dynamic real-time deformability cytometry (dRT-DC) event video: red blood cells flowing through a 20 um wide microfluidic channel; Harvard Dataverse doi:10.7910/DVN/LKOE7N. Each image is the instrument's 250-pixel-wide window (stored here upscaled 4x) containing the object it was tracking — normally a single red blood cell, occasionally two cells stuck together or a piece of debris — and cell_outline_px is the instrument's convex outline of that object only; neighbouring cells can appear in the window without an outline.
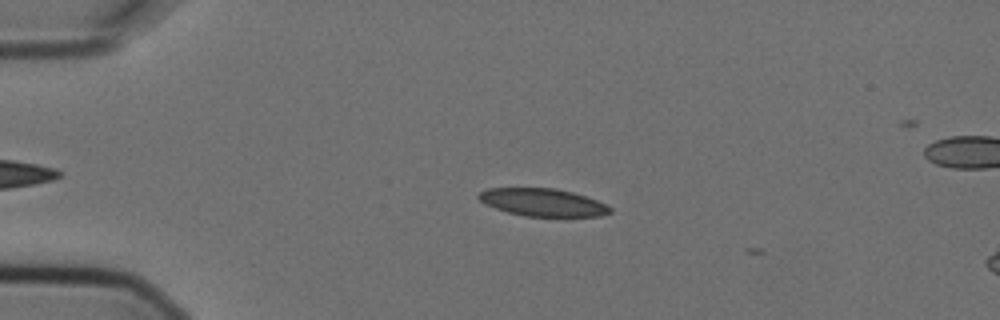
{"species": "Egyptian fruit bat (a non-hibernating species)", "species_latin": "Rousettus aegyptiacus", "temperature_condition": "cold", "stored_images_in_passage": 5, "camera_frame_rate_fps": 3000, "um_per_image_px": 0.085, "animal": {"sex": "female"}, "frame": {"image": 1, "passage_image": 3, "time_ms": 0.667, "image_size_px": [1000, 320], "cell_outline_px": [[612, 212], [600, 216], [524, 216], [508, 212], [484, 204], [476, 196], [480, 192], [488, 188], [556, 188], [572, 192], [596, 200], [612, 208]], "centroid_in_image_um": [46.11, 17.2], "position_along_channel_um": 38.9, "area_um2": 21.04}}